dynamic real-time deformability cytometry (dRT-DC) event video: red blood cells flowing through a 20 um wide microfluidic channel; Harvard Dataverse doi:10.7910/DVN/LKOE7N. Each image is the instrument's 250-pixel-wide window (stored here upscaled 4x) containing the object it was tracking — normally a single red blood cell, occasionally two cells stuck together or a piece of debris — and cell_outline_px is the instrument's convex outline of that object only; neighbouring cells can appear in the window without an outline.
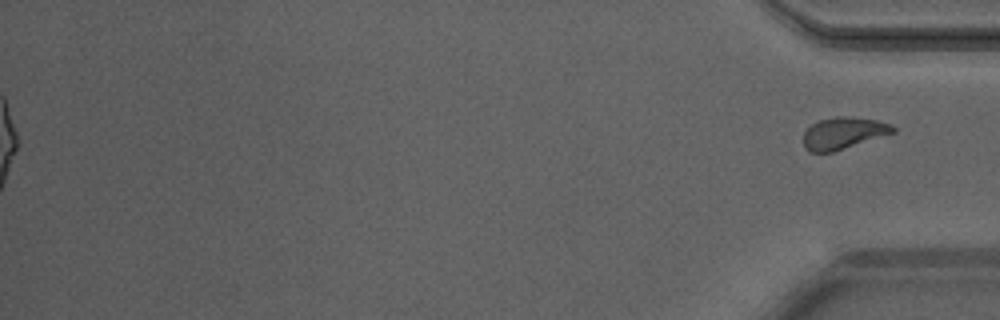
{"species": "Egyptian fruit bat (a non-hibernating species)", "species_latin": "Rousettus aegyptiacus", "temperature_condition": "warm", "stored_images_in_passage": 46, "segment_of_instrument_passage": [2, 2], "camera_frame_rate_fps": 3000, "um_per_image_px": 0.085, "animal": {"sex": "male"}, "frame": {"image": 1, "passage_image": 46, "time_ms": 15.0, "image_size_px": [1000, 320], "cell_outline_px": [[896, 132], [832, 152], [808, 152], [804, 148], [804, 132], [812, 124], [820, 120], [836, 116], [852, 116], [876, 120], [892, 124], [896, 128]], "centroid_in_image_um": [71.7, 11.31], "position_along_channel_um": 363.5, "area_um2": 16.65}}